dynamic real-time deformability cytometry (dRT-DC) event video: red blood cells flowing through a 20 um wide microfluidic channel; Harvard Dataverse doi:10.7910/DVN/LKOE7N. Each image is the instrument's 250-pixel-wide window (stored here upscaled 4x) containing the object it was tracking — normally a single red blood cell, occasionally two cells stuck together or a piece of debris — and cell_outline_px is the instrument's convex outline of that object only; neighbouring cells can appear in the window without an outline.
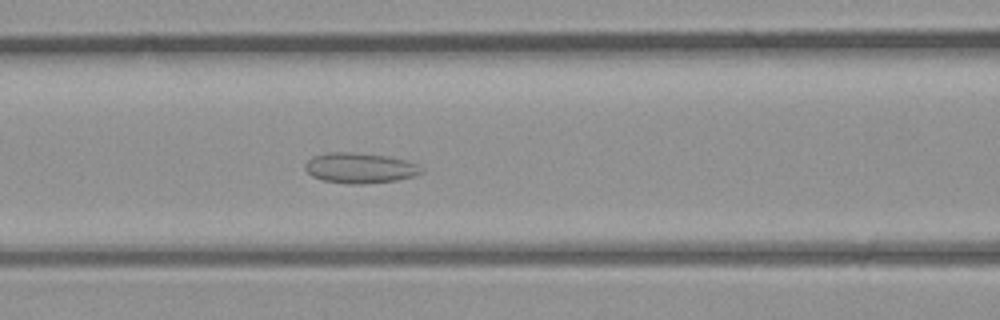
{"species": "common noctule bat (a hibernating species)", "species_latin": "Nyctalus noctula", "temperature_condition": "room temperature", "stored_images_in_passage": 42, "camera_frame_rate_fps": 3000, "um_per_image_px": 0.085, "animal": {"sex": "male", "body_mass_g": 23.1, "forearm_length_mm": 52.7}, "frame": {"image": 1, "passage_image": 18, "time_ms": 5.667, "image_size_px": [1000, 320], "cell_outline_px": [[424, 172], [416, 176], [396, 180], [364, 184], [348, 184], [324, 180], [312, 176], [304, 168], [304, 164], [312, 156], [328, 152], [352, 152], [388, 156], [404, 160], [416, 164], [424, 168]], "centroid_in_image_um": [30.6, 14.28], "position_along_channel_um": 136.0, "area_um2": 20.69}}
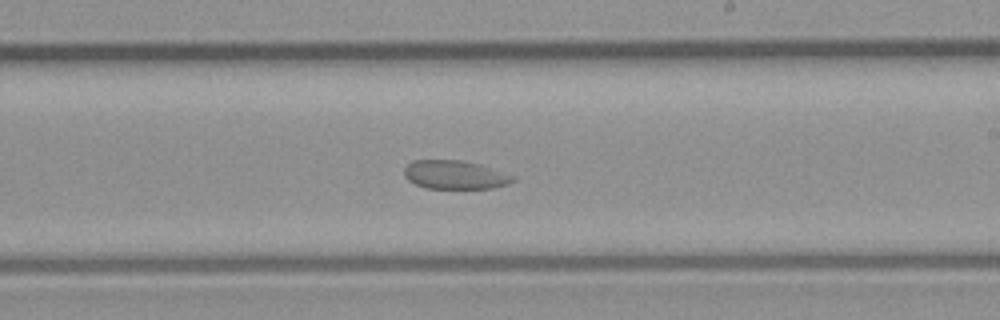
{"frame": {"image": 2, "passage_image": 25, "time_ms": 8.0, "image_size_px": [1000, 320], "cell_outline_px": [[516, 180], [508, 184], [492, 188], [424, 188], [408, 180], [404, 176], [404, 168], [412, 160], [460, 160], [480, 164], [516, 176]], "centroid_in_image_um": [38.68, 14.85], "position_along_channel_um": 250.3, "area_um2": 18.21}}
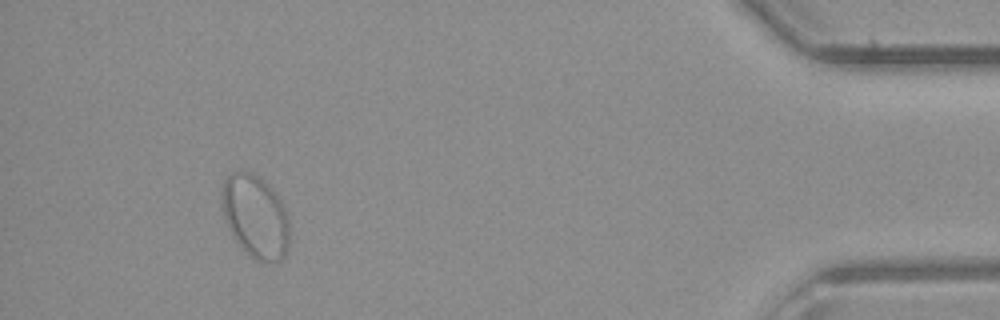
{"frame": {"image": 3, "passage_image": 39, "time_ms": 12.667, "image_size_px": [1000, 320], "cell_outline_px": [[288, 248], [284, 256], [280, 260], [260, 260], [252, 256], [232, 236], [224, 216], [220, 204], [220, 192], [224, 180], [232, 172], [240, 168], [252, 172], [272, 188], [280, 200], [284, 208], [288, 220]], "centroid_in_image_um": [21.66, 18.31], "position_along_channel_um": 413.5, "area_um2": 32.48}}